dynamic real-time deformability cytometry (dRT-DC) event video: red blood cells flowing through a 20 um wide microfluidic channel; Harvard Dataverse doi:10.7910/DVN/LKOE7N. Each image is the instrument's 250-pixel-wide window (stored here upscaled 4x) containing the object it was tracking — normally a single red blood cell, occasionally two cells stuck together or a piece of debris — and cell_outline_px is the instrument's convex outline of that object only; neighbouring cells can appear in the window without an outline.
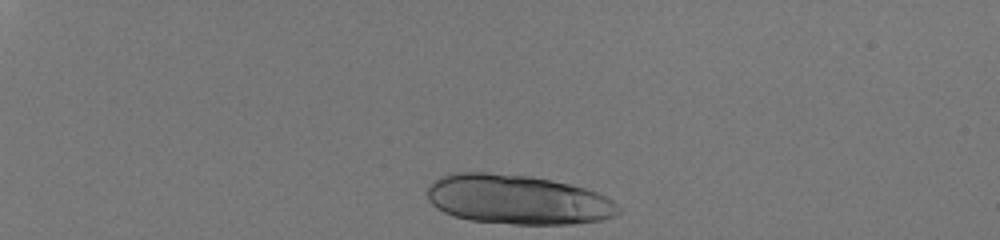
{"species": "human", "species_latin": "Homo sapiens", "temperature_condition": "room temperature", "stored_images_in_passage": 36, "camera_frame_rate_fps": 3000, "um_per_image_px": 0.085, "donor": {"sex": "male"}, "frame": {"image": 1, "passage_image": 1, "time_ms": 0.0, "image_size_px": [1000, 240], "cell_outline_px": [[620, 212], [604, 220], [572, 224], [512, 224], [472, 220], [456, 216], [444, 212], [436, 208], [428, 200], [428, 184], [432, 180], [440, 176], [456, 172], [484, 172], [528, 176], [552, 180], [584, 188], [596, 192], [612, 200], [620, 208]], "centroid_in_image_um": [43.97, 16.96], "position_along_channel_um": 41.0, "area_um2": 55.14}}
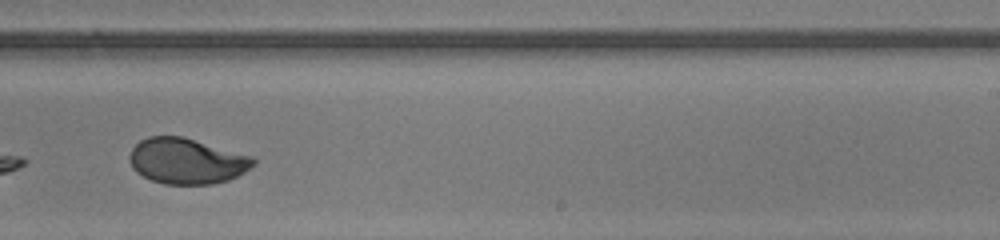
{"frame": {"image": 2, "passage_image": 26, "time_ms": 8.333, "image_size_px": [1000, 240], "cell_outline_px": [[256, 164], [244, 172], [228, 180], [212, 184], [164, 184], [152, 180], [136, 172], [132, 168], [128, 160], [128, 156], [132, 148], [140, 140], [148, 136], [184, 136], [252, 156], [256, 160]], "centroid_in_image_um": [15.86, 13.68], "position_along_channel_um": 273.1, "area_um2": 33.18}}
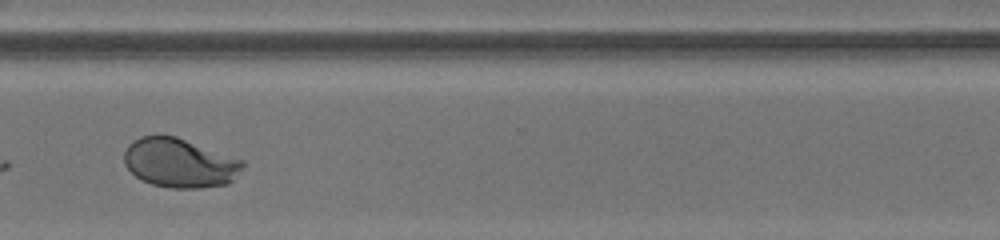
{"frame": {"image": 3, "passage_image": 32, "time_ms": 10.333, "image_size_px": [1000, 240], "cell_outline_px": [[244, 164], [232, 180], [228, 184], [200, 188], [168, 188], [152, 184], [140, 180], [124, 164], [124, 152], [128, 144], [132, 140], [140, 136], [176, 136], [244, 160]], "centroid_in_image_um": [15.24, 13.85], "position_along_channel_um": 355.4, "area_um2": 33.99}, "authors_computed_cell_mechanics": {"area_um2": 34.4199, "velocity_mm_per_s": 4.0896, "shape_relaxation_time_tau1_ms": 5.3449, "shape_relaxation_time_tau2_ms": null, "deformation_change_tau1": 0.1994, "deformation_change_tau2": null}}